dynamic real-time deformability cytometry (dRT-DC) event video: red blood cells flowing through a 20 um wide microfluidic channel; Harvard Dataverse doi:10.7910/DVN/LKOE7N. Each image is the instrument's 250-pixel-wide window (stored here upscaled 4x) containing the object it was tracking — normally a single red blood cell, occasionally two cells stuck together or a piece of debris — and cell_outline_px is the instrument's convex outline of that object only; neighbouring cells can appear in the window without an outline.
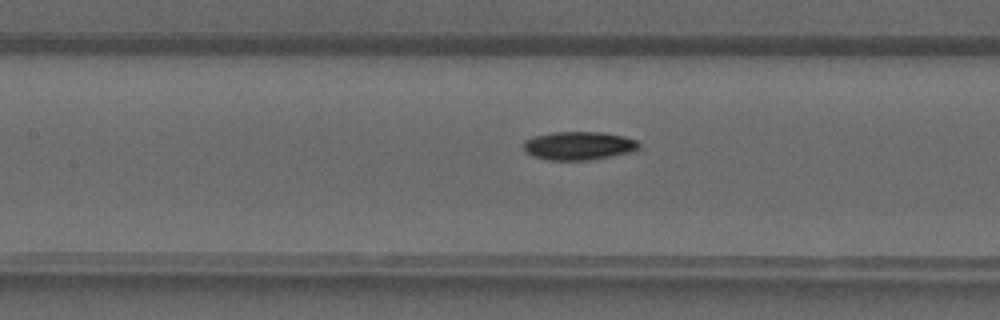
{"species": "common noctule bat (a hibernating species)", "species_latin": "Nyctalus noctula", "temperature_condition": "warm", "stored_images_in_passage": 25, "camera_frame_rate_fps": 3000, "um_per_image_px": 0.085, "animal": {"sex": "male", "forearm_length_mm": 52.5}, "frame": {"image": 1, "passage_image": 13, "time_ms": 4.0, "image_size_px": [1000, 320], "cell_outline_px": [[640, 148], [632, 152], [612, 156], [588, 160], [548, 160], [532, 156], [524, 148], [524, 140], [532, 136], [552, 132], [604, 132], [624, 136], [636, 140], [640, 144]], "centroid_in_image_um": [49.21, 12.38], "position_along_channel_um": 158.2, "area_um2": 19.25}}
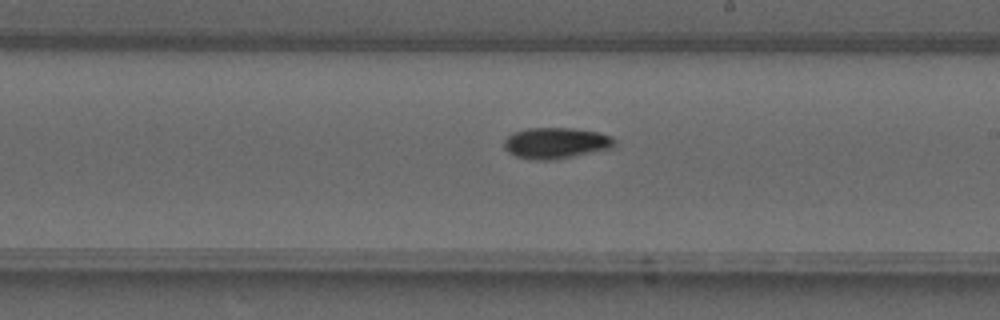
{"frame": {"image": 2, "passage_image": 18, "time_ms": 5.667, "image_size_px": [1000, 320], "cell_outline_px": [[616, 148], [552, 160], [532, 160], [516, 156], [508, 152], [504, 148], [504, 140], [512, 132], [528, 128], [572, 128], [596, 132], [612, 136], [616, 140]], "centroid_in_image_um": [47.28, 12.16], "position_along_channel_um": 241.7, "area_um2": 20.23}}
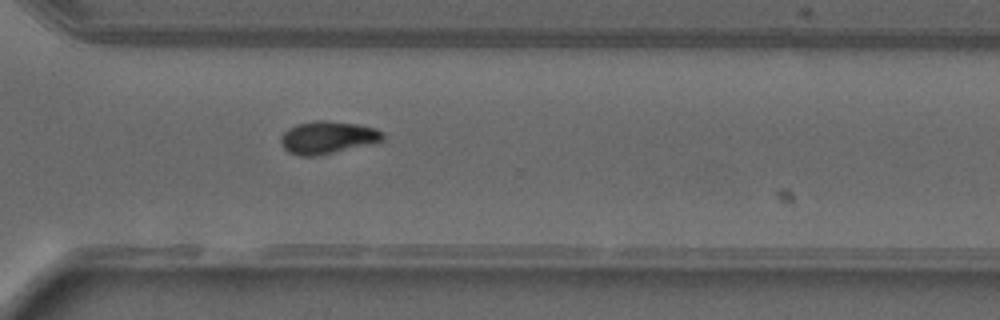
{"frame": {"image": 3, "passage_image": 24, "time_ms": 7.667, "image_size_px": [1000, 320], "cell_outline_px": [[384, 140], [380, 144], [316, 156], [300, 156], [288, 152], [280, 144], [280, 136], [288, 128], [296, 124], [316, 120], [324, 120], [356, 124], [376, 128], [384, 132]], "centroid_in_image_um": [27.91, 11.7], "position_along_channel_um": 342.7, "area_um2": 20.0}}